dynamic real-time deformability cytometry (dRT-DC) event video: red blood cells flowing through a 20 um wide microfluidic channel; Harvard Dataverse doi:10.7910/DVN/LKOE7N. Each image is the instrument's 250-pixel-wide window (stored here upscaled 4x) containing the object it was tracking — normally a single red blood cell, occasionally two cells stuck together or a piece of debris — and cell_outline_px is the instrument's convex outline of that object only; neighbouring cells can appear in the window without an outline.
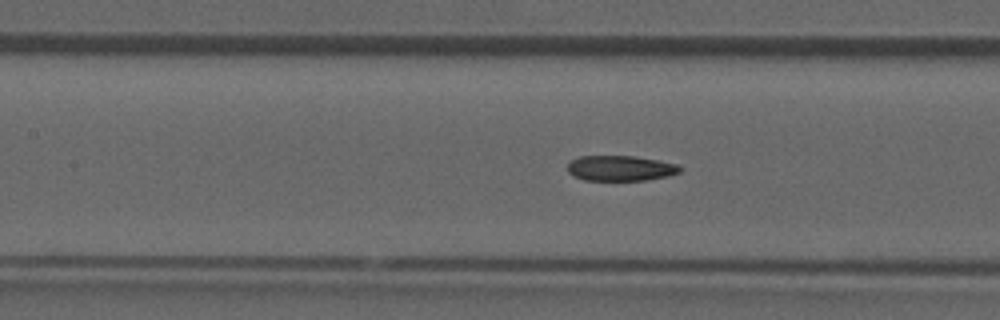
{"species": "common noctule bat (a hibernating species)", "species_latin": "Nyctalus noctula", "temperature_condition": "room temperature", "stored_images_in_passage": 52, "camera_frame_rate_fps": 3000, "um_per_image_px": 0.085, "animal": {"sex": "male", "forearm_length_mm": 52.5}, "frame": {"image": 1, "passage_image": 23, "time_ms": 7.333, "image_size_px": [1000, 320], "cell_outline_px": [[684, 168], [680, 172], [668, 176], [648, 180], [584, 180], [572, 176], [568, 172], [568, 164], [572, 160], [580, 156], [632, 156], [680, 164]], "centroid_in_image_um": [52.77, 14.3], "position_along_channel_um": 154.6, "area_um2": 16.7}, "authors_computed_cell_mechanics": {"area_um2": 17.629, "velocity_mm_per_s": 3.8895, "shape_relaxation_time_tau1_ms": null, "shape_relaxation_time_tau2_ms": 3.6012, "deformation_change_tau1": null, "deformation_change_tau2": 0.0842}}